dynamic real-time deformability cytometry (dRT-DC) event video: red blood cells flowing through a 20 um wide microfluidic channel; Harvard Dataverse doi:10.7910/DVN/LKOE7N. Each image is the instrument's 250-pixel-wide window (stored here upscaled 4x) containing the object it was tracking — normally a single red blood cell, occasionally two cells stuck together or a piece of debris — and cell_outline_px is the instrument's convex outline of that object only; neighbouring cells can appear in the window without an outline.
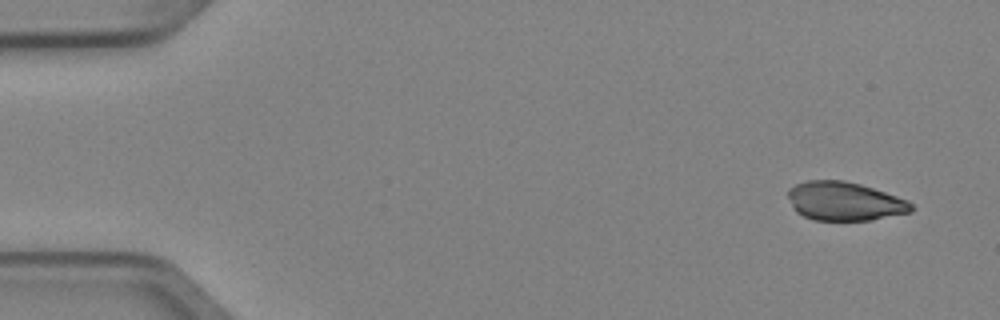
{"species": "Egyptian fruit bat (a non-hibernating species)", "species_latin": "Rousettus aegyptiacus", "temperature_condition": "cold", "stored_images_in_passage": 3, "camera_frame_rate_fps": 3000, "um_per_image_px": 0.085, "animal": {"sex": "female"}, "frame": {"image": 1, "passage_image": 1, "time_ms": 0.0, "image_size_px": [1000, 320], "cell_outline_px": [[912, 212], [872, 220], [812, 220], [796, 212], [792, 208], [788, 196], [788, 188], [796, 184], [808, 180], [844, 180], [860, 184], [908, 200], [912, 204]], "centroid_in_image_um": [71.76, 17.11], "position_along_channel_um": 13.2, "area_um2": 27.86}}